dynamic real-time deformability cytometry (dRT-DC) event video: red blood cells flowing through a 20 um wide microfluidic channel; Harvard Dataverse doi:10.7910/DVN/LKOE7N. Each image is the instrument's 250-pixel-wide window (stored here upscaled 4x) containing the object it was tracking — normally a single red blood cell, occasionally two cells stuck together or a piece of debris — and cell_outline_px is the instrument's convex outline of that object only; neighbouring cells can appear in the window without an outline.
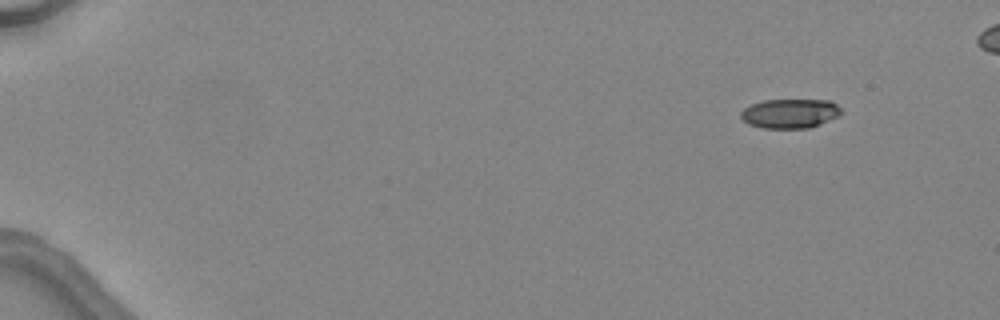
{"species": "common noctule bat (a hibernating species)", "species_latin": "Nyctalus noctula", "temperature_condition": "warm", "stored_images_in_passage": 2, "camera_frame_rate_fps": 3000, "um_per_image_px": 0.085, "animal": {"sex": "female", "body_mass_g": 24.6, "forearm_length_mm": 56.2}, "frame": {"image": 1, "passage_image": 2, "time_ms": 1.333, "image_size_px": [1000, 320], "cell_outline_px": [[844, 112], [840, 116], [820, 124], [808, 128], [764, 128], [748, 124], [740, 116], [740, 112], [744, 108], [752, 104], [764, 100], [832, 100]], "centroid_in_image_um": [67.18, 9.64], "position_along_channel_um": 17.8, "area_um2": 17.28}}